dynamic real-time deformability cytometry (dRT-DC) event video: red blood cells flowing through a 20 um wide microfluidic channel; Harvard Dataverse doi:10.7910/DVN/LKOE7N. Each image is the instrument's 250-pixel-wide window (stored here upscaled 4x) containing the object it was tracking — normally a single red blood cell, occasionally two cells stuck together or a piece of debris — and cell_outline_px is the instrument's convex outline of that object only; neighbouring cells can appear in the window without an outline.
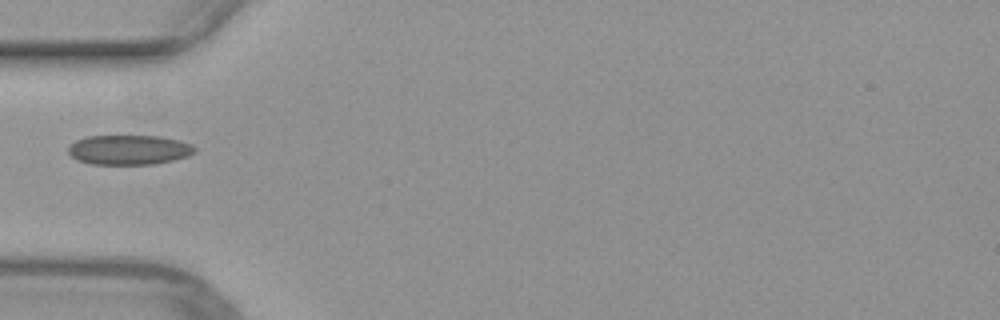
{"species": "common noctule bat (a hibernating species)", "species_latin": "Nyctalus noctula", "temperature_condition": "warm", "stored_images_in_passage": 35, "camera_frame_rate_fps": 3000, "um_per_image_px": 0.085, "animal": {"sex": "female", "body_mass_g": 29.2, "forearm_length_mm": 56.3}, "frame": {"image": 1, "passage_image": 1, "time_ms": 0.0, "image_size_px": [1000, 320], "cell_outline_px": [[196, 152], [188, 156], [176, 160], [152, 164], [92, 164], [76, 160], [68, 152], [68, 148], [76, 140], [88, 136], [160, 136], [180, 140], [192, 144], [196, 148]], "centroid_in_image_um": [11.01, 12.73], "position_along_channel_um": 74.0, "area_um2": 22.02}}
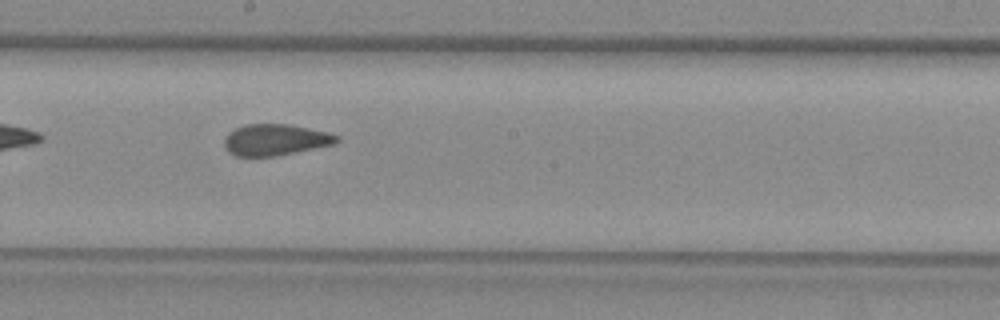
{"frame": {"image": 2, "passage_image": 12, "time_ms": 3.667, "image_size_px": [1000, 320], "cell_outline_px": [[340, 140], [332, 144], [276, 156], [236, 156], [228, 152], [224, 148], [224, 140], [228, 132], [244, 124], [288, 124], [328, 132], [340, 136]], "centroid_in_image_um": [23.37, 11.88], "position_along_channel_um": 224.8, "area_um2": 20.46}}
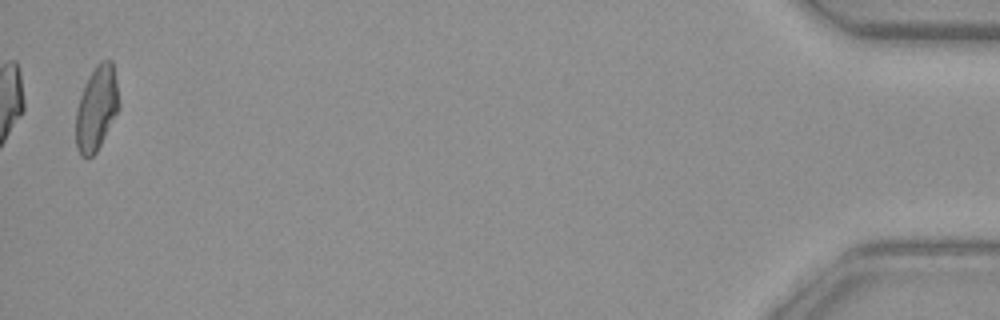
{"frame": {"image": 3, "passage_image": 34, "time_ms": 11.0, "image_size_px": [1000, 320], "cell_outline_px": [[120, 104], [96, 152], [88, 160], [80, 156], [76, 148], [76, 108], [84, 84], [88, 76], [96, 64], [100, 60], [112, 60], [116, 80]], "centroid_in_image_um": [8.17, 9.19], "position_along_channel_um": 427.0, "area_um2": 21.15}}